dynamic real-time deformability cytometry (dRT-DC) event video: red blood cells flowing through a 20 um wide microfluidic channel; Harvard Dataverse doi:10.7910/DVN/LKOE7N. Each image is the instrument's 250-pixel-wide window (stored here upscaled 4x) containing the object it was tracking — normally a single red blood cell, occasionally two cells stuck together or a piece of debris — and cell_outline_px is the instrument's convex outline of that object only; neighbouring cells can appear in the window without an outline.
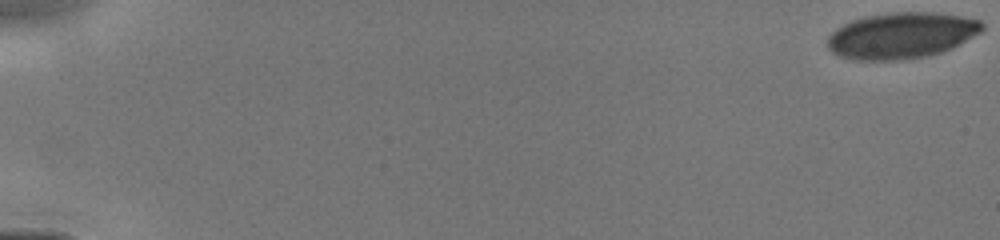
{"species": "human", "species_latin": "Homo sapiens", "temperature_condition": "cold", "stored_images_in_passage": 19, "camera_frame_rate_fps": 3000, "um_per_image_px": 0.085, "donor": {"sex": "male"}, "frame": {"image": 1, "passage_image": 1, "time_ms": 0.0, "image_size_px": [1000, 240], "cell_outline_px": [[984, 28], [980, 32], [952, 48], [940, 52], [924, 56], [904, 60], [860, 60], [840, 56], [832, 52], [828, 48], [828, 36], [836, 28], [852, 20], [864, 16], [892, 12], [936, 12], [960, 16], [980, 20], [984, 24]], "centroid_in_image_um": [76.62, 3.0], "position_along_channel_um": 8.4, "area_um2": 41.44}}
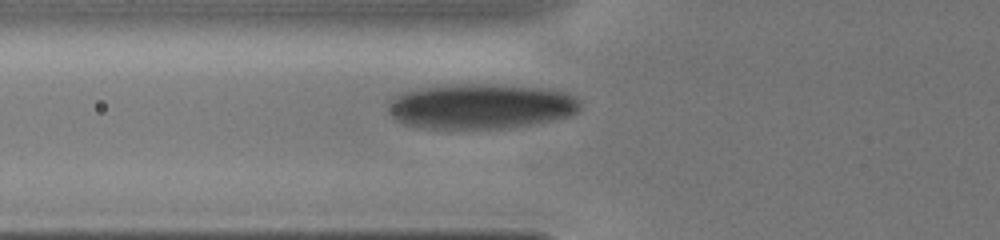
{"frame": {"image": 2, "passage_image": 12, "time_ms": 6.0, "image_size_px": [1000, 240], "cell_outline_px": [[580, 108], [576, 112], [568, 116], [556, 120], [512, 128], [428, 128], [404, 124], [396, 120], [388, 112], [388, 104], [392, 96], [404, 92], [420, 88], [452, 84], [504, 84], [548, 88], [564, 92], [580, 100]], "centroid_in_image_um": [40.88, 9.03], "position_along_channel_um": 84.9, "area_um2": 50.98}}
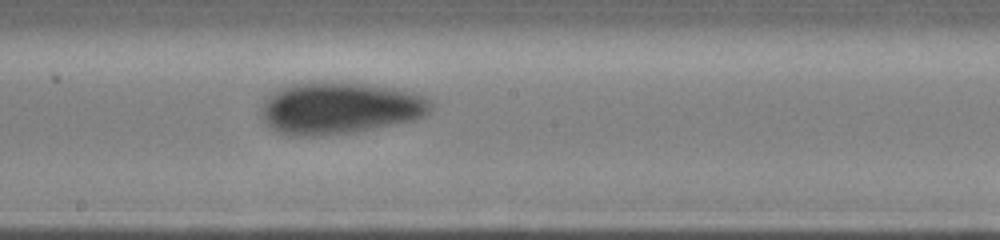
{"frame": {"image": 3, "passage_image": 19, "time_ms": 9.0, "image_size_px": [1000, 240], "cell_outline_px": [[432, 112], [416, 120], [352, 132], [316, 136], [288, 136], [276, 132], [260, 116], [260, 108], [264, 100], [268, 96], [280, 88], [292, 84], [312, 80], [368, 84], [400, 88], [416, 92], [432, 100]], "centroid_in_image_um": [28.9, 9.17], "position_along_channel_um": 219.3, "area_um2": 52.31}}